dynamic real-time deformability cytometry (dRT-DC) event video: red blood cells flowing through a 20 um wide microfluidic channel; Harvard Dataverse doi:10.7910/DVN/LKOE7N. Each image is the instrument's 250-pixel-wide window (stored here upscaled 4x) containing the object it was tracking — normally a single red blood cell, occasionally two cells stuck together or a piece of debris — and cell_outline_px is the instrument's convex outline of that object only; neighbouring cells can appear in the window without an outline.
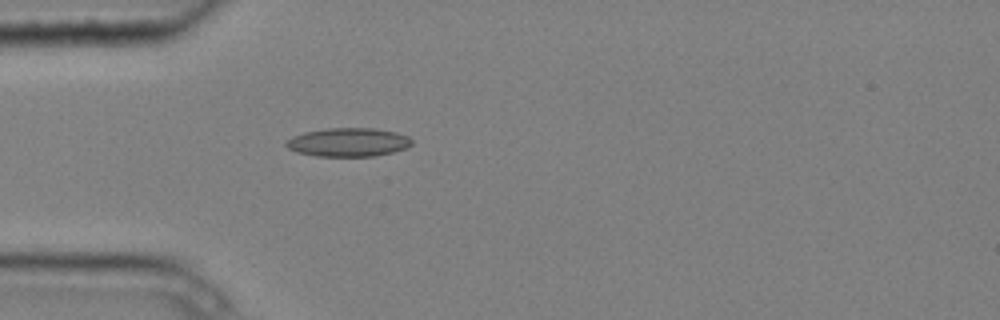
{"species": "common noctule bat (a hibernating species)", "species_latin": "Nyctalus noctula", "temperature_condition": "cold", "stored_images_in_passage": 5, "camera_frame_rate_fps": 3000, "um_per_image_px": 0.085, "animal": {"sex": "male", "body_mass_g": 20.4}, "frame": {"image": 1, "passage_image": 5, "time_ms": 1.333, "image_size_px": [1000, 320], "cell_outline_px": [[412, 144], [408, 148], [376, 156], [316, 156], [296, 152], [288, 148], [284, 144], [292, 136], [304, 132], [328, 128], [376, 128], [396, 132], [408, 136], [412, 140]], "centroid_in_image_um": [29.62, 12.09], "position_along_channel_um": 55.4, "area_um2": 21.1}}